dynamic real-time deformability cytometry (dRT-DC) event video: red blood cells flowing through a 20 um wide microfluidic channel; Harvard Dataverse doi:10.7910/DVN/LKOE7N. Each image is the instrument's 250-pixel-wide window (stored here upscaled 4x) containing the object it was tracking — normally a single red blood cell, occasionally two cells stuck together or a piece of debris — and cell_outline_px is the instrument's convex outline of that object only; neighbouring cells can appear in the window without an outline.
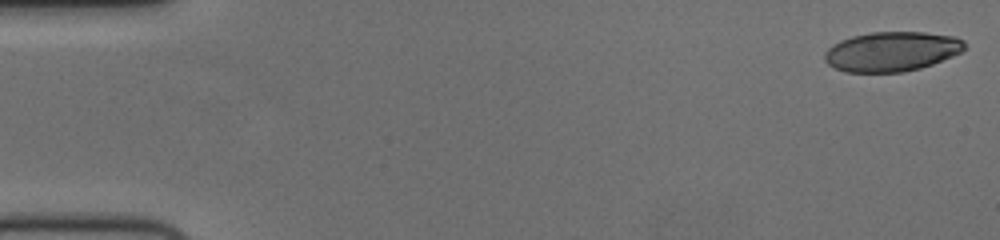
{"species": "human", "species_latin": "Homo sapiens", "temperature_condition": "cold", "stored_images_in_passage": 56, "camera_frame_rate_fps": 3000, "um_per_image_px": 0.085, "donor": {"sex": "female"}, "frame": {"image": 1, "passage_image": 1, "time_ms": 0.0, "image_size_px": [1000, 240], "cell_outline_px": [[964, 48], [960, 52], [952, 56], [932, 64], [920, 68], [904, 72], [844, 72], [828, 64], [824, 60], [824, 52], [832, 44], [840, 40], [852, 36], [872, 32], [924, 32], [956, 36], [964, 40]], "centroid_in_image_um": [75.77, 4.37], "position_along_channel_um": 9.2, "area_um2": 32.43}}
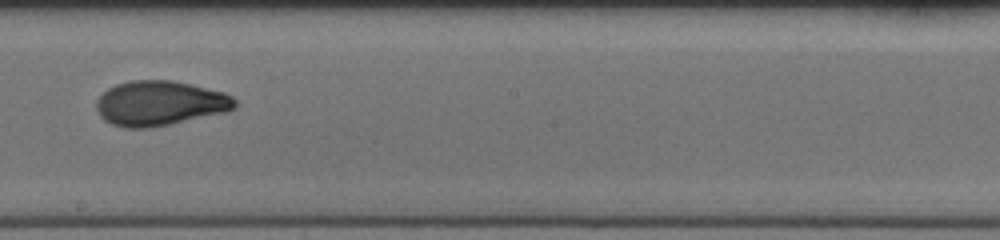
{"frame": {"image": 2, "passage_image": 32, "time_ms": 10.333, "image_size_px": [1000, 240], "cell_outline_px": [[236, 108], [228, 112], [152, 128], [124, 128], [112, 124], [104, 120], [100, 116], [96, 108], [96, 100], [108, 88], [116, 84], [132, 80], [172, 80], [224, 92], [232, 96], [236, 100]], "centroid_in_image_um": [13.6, 8.79], "position_along_channel_um": 234.6, "area_um2": 36.47}}
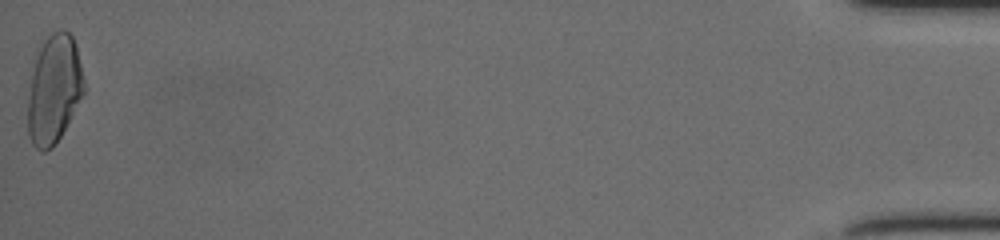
{"frame": {"image": 3, "passage_image": 56, "time_ms": 18.333, "image_size_px": [1000, 240], "cell_outline_px": [[84, 92], [60, 136], [52, 148], [44, 152], [40, 152], [32, 144], [28, 136], [28, 96], [36, 48], [52, 32], [60, 28], [64, 28], [72, 36], [76, 44], [84, 80]], "centroid_in_image_um": [4.56, 7.55], "position_along_channel_um": 430.6, "area_um2": 35.72}, "authors_computed_cell_mechanics": {"area_um2": 34.5355, "velocity_mm_per_s": 3.7121, "shape_relaxation_time_tau1_ms": 5.735, "shape_relaxation_time_tau2_ms": 1.4837, "deformation_change_tau1": 0.1969, "deformation_change_tau2": 0.0691}}